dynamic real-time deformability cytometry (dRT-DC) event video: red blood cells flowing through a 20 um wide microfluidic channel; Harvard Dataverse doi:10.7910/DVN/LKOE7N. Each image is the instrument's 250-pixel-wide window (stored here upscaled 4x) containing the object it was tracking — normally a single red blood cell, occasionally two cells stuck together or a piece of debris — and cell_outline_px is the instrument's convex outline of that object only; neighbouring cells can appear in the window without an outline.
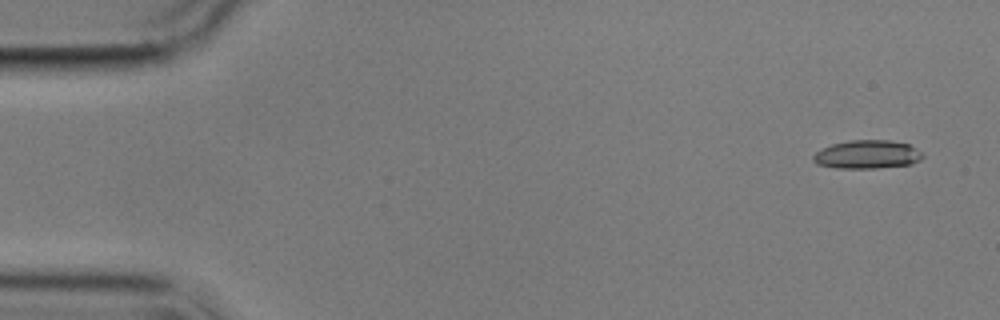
{"species": "common noctule bat (a hibernating species)", "species_latin": "Nyctalus noctula", "temperature_condition": "cold", "stored_images_in_passage": 6, "camera_frame_rate_fps": 3000, "um_per_image_px": 0.085, "animal": {"sex": "male", "body_mass_g": 17.9}, "frame": {"image": 1, "passage_image": 1, "time_ms": 0.0, "image_size_px": [1000, 320], "cell_outline_px": [[924, 156], [920, 160], [912, 164], [876, 168], [836, 168], [816, 164], [812, 160], [812, 156], [816, 152], [832, 144], [852, 140], [888, 140], [908, 144], [916, 148]], "centroid_in_image_um": [73.71, 13.14], "position_along_channel_um": 11.3, "area_um2": 18.09}}
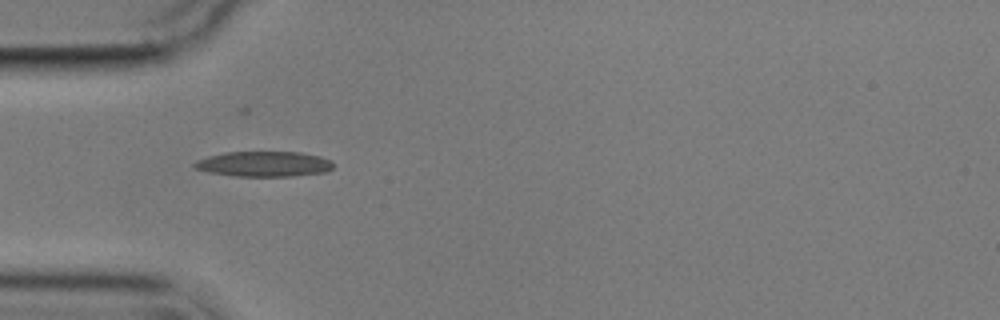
{"frame": {"image": 2, "passage_image": 5, "time_ms": 4.667, "image_size_px": [1000, 320], "cell_outline_px": [[332, 168], [328, 172], [292, 176], [236, 176], [208, 172], [192, 168], [192, 164], [196, 160], [208, 156], [224, 152], [300, 152], [320, 156], [332, 160]], "centroid_in_image_um": [22.42, 13.94], "position_along_channel_um": 62.6, "area_um2": 20.63}}
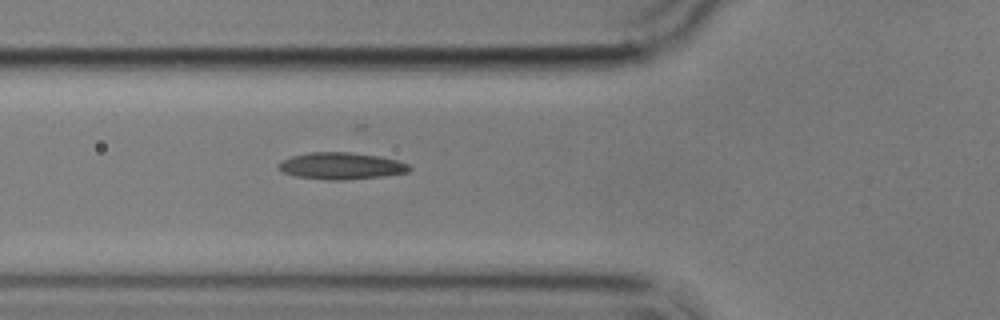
{"frame": {"image": 3, "passage_image": 6, "time_ms": 5.667, "image_size_px": [1000, 320], "cell_outline_px": [[412, 168], [408, 172], [380, 176], [340, 180], [328, 180], [296, 176], [284, 172], [280, 168], [280, 164], [284, 160], [292, 156], [312, 152], [348, 152], [380, 156], [396, 160], [408, 164]], "centroid_in_image_um": [29.04, 14.1], "position_along_channel_um": 96.8, "area_um2": 20.0}}